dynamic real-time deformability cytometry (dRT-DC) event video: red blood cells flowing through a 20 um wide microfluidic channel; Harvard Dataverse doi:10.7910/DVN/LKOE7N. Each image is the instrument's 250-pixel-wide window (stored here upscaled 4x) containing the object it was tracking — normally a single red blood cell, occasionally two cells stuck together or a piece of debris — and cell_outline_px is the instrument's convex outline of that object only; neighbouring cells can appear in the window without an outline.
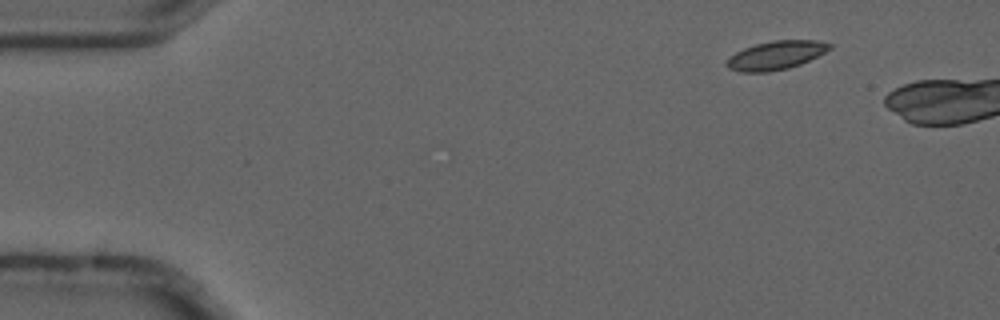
{"species": "common noctule bat (a hibernating species)", "species_latin": "Nyctalus noctula", "temperature_condition": "cold", "stored_images_in_passage": 3, "camera_frame_rate_fps": 3000, "um_per_image_px": 0.085, "animal": {"sex": "male", "forearm_length_mm": 52.5}, "frame": {"image": 1, "passage_image": 1, "time_ms": 0.0, "image_size_px": [1000, 320], "cell_outline_px": [[832, 48], [800, 64], [788, 68], [768, 72], [740, 72], [728, 68], [724, 64], [736, 52], [744, 48], [756, 44], [772, 40], [816, 40], [832, 44]], "centroid_in_image_um": [65.94, 4.7], "position_along_channel_um": 19.1, "area_um2": 16.99}}